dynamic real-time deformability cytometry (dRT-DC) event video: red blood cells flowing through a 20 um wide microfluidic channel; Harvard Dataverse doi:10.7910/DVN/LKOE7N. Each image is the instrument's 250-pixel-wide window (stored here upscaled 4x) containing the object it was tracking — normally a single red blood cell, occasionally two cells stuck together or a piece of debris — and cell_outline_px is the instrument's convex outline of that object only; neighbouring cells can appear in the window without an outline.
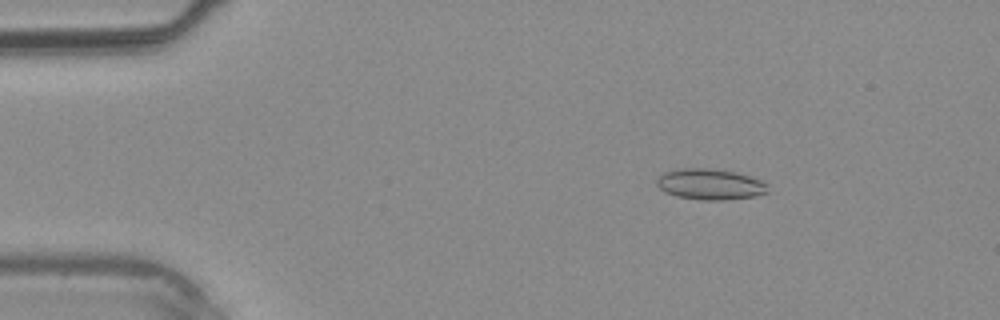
{"species": "common noctule bat (a hibernating species)", "species_latin": "Nyctalus noctula", "temperature_condition": "warm", "stored_images_in_passage": 39, "camera_frame_rate_fps": 3000, "um_per_image_px": 0.085, "animal": {"sex": "male", "body_mass_g": 20.4}, "frame": {"image": 1, "passage_image": 6, "time_ms": 1.667, "image_size_px": [1000, 320], "cell_outline_px": [[768, 192], [752, 196], [724, 200], [700, 200], [676, 196], [664, 192], [656, 184], [656, 180], [664, 172], [680, 168], [708, 168], [736, 172], [760, 180], [768, 184]], "centroid_in_image_um": [60.33, 15.66], "position_along_channel_um": 24.7, "area_um2": 19.94}}
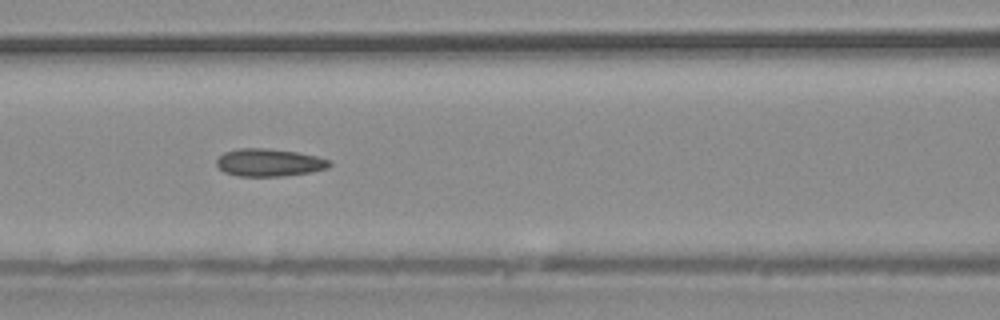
{"frame": {"image": 2, "passage_image": 17, "time_ms": 5.333, "image_size_px": [1000, 320], "cell_outline_px": [[332, 164], [328, 168], [308, 172], [284, 176], [236, 176], [224, 172], [216, 164], [216, 160], [224, 152], [240, 148], [268, 148], [296, 152], [316, 156], [332, 160]], "centroid_in_image_um": [22.88, 13.81], "position_along_channel_um": 143.7, "area_um2": 18.21}}
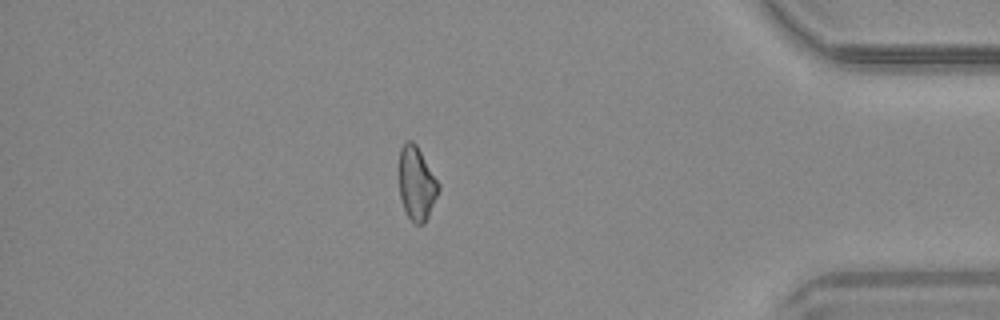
{"frame": {"image": 3, "passage_image": 34, "time_ms": 11.0, "image_size_px": [1000, 320], "cell_outline_px": [[440, 188], [428, 216], [424, 224], [416, 224], [408, 216], [404, 208], [400, 196], [400, 148], [408, 140], [412, 140], [416, 144], [440, 184]], "centroid_in_image_um": [35.42, 15.59], "position_along_channel_um": 399.8, "area_um2": 16.59}}